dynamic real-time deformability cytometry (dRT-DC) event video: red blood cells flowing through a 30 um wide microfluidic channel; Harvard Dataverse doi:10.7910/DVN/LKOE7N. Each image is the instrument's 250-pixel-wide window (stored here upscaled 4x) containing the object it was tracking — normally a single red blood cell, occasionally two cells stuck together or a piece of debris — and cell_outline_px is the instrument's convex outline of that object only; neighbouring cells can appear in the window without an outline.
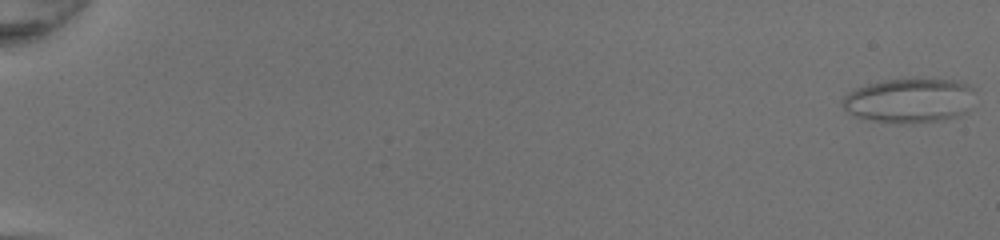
{"species": "common noctule bat (a hibernating species)", "species_latin": "Nyctalus noctula", "temperature_condition": "room temperature", "stored_images_in_passage": 50, "camera_frame_rate_fps": 3000, "um_per_image_px": 0.085, "animal": {"sex": "female", "body_mass_g": 20.0, "forearm_length_mm": 54.0}, "frame": {"image": 1, "passage_image": 1, "time_ms": 0.0, "image_size_px": [1000, 240], "cell_outline_px": [[976, 88], [968, 112], [960, 116], [940, 120], [896, 124], [872, 120], [856, 116], [848, 112], [840, 104], [840, 100], [848, 92], [856, 88], [868, 84], [884, 80], [912, 76], [960, 80]], "centroid_in_image_um": [77.35, 8.49], "position_along_channel_um": 7.7, "area_um2": 35.6}}
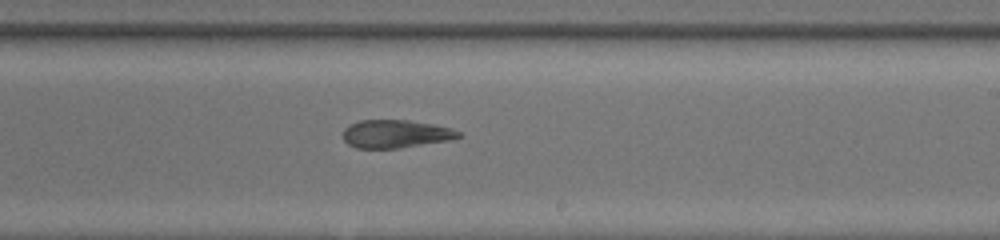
{"frame": {"image": 2, "passage_image": 33, "time_ms": 10.667, "image_size_px": [1000, 240], "cell_outline_px": [[464, 136], [448, 140], [400, 148], [356, 148], [348, 144], [344, 140], [344, 128], [348, 124], [360, 120], [408, 120], [432, 124], [452, 128], [460, 132]], "centroid_in_image_um": [33.63, 11.37], "position_along_channel_um": 255.4, "area_um2": 18.9}}
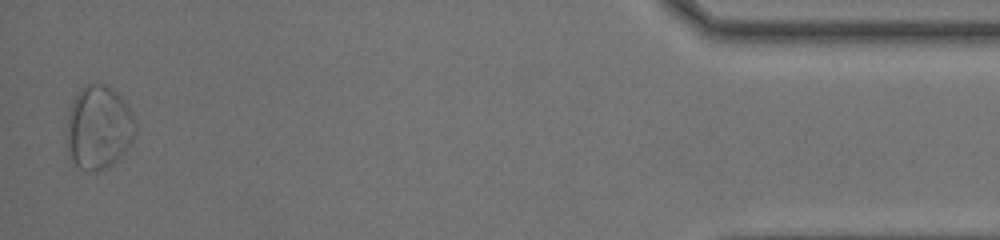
{"frame": {"image": 3, "passage_image": 50, "time_ms": 16.333, "image_size_px": [1000, 240], "cell_outline_px": [[136, 132], [132, 144], [116, 160], [104, 168], [96, 172], [92, 172], [80, 168], [72, 160], [64, 136], [68, 108], [76, 96], [88, 84], [104, 84], [112, 88], [128, 104], [136, 124]], "centroid_in_image_um": [8.37, 10.84], "position_along_channel_um": 426.8, "area_um2": 33.76}, "authors_computed_cell_mechanics": {"area_um2": 24.7673, "velocity_mm_per_s": 4.3053, "shape_relaxation_time_tau1_ms": null, "shape_relaxation_time_tau2_ms": 2.4584, "deformation_change_tau1": null, "deformation_change_tau2": 0.1023}}